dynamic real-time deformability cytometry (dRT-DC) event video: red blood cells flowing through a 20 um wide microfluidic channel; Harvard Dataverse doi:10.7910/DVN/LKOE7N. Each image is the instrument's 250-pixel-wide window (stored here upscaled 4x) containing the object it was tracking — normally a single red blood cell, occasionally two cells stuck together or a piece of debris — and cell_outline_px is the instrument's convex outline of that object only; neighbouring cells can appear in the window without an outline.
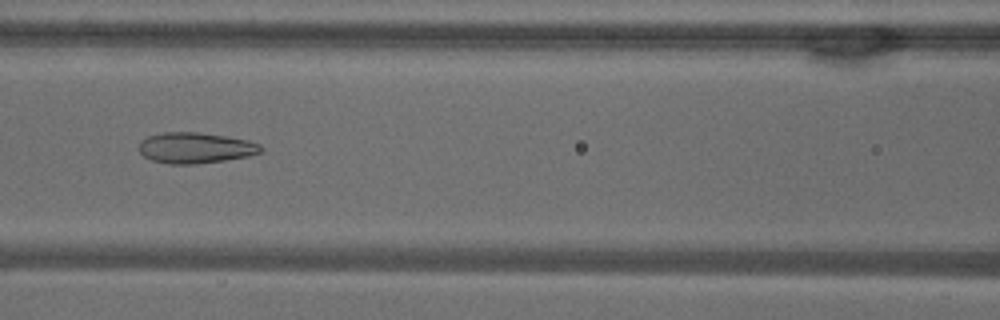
{"species": "common noctule bat (a hibernating species)", "species_latin": "Nyctalus noctula", "temperature_condition": "warm", "stored_images_in_passage": 52, "camera_frame_rate_fps": 3000, "um_per_image_px": 0.085, "animal": {"sex": "male", "body_mass_g": 18.8}, "frame": {"image": 1, "passage_image": 23, "time_ms": 7.333, "image_size_px": [1000, 320], "cell_outline_px": [[264, 148], [260, 152], [248, 156], [224, 160], [196, 164], [168, 164], [152, 160], [144, 156], [140, 152], [140, 140], [148, 136], [164, 132], [196, 132], [224, 136], [248, 140], [260, 144]], "centroid_in_image_um": [16.6, 12.57], "position_along_channel_um": 150.0, "area_um2": 21.79}}
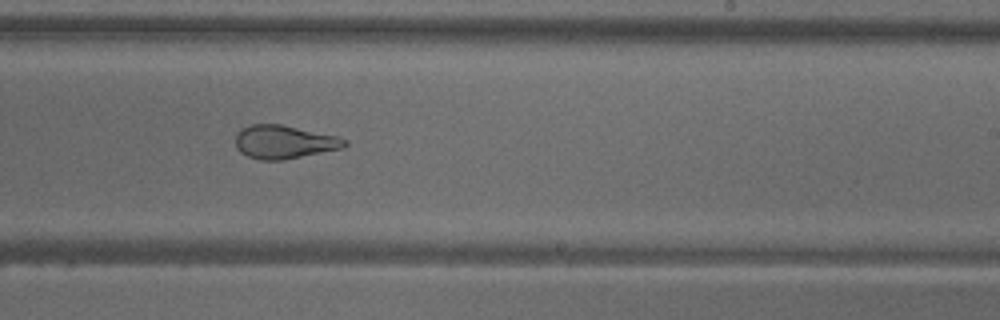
{"frame": {"image": 2, "passage_image": 32, "time_ms": 10.333, "image_size_px": [1000, 320], "cell_outline_px": [[348, 144], [344, 148], [284, 160], [260, 160], [248, 156], [240, 152], [236, 148], [236, 132], [240, 128], [248, 124], [280, 124], [336, 136], [348, 140]], "centroid_in_image_um": [24.13, 12.07], "position_along_channel_um": 264.9, "area_um2": 21.39}}
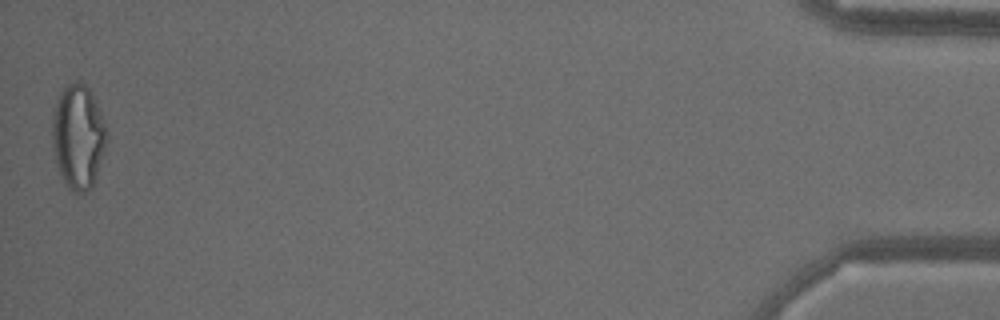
{"frame": {"image": 3, "passage_image": 52, "time_ms": 17.0, "image_size_px": [1000, 320], "cell_outline_px": [[108, 136], [96, 176], [92, 188], [84, 192], [72, 192], [64, 184], [56, 164], [52, 148], [52, 112], [60, 92], [68, 84], [76, 80], [80, 80], [88, 88], [100, 112]], "centroid_in_image_um": [6.61, 11.63], "position_along_channel_um": 428.6, "area_um2": 33.12}, "authors_computed_cell_mechanics": {"area_um2": 27.2238, "velocity_mm_per_s": 3.8371, "shape_relaxation_time_tau1_ms": null, "shape_relaxation_time_tau2_ms": 1.7838, "deformation_change_tau1": null, "deformation_change_tau2": 0.1106}}